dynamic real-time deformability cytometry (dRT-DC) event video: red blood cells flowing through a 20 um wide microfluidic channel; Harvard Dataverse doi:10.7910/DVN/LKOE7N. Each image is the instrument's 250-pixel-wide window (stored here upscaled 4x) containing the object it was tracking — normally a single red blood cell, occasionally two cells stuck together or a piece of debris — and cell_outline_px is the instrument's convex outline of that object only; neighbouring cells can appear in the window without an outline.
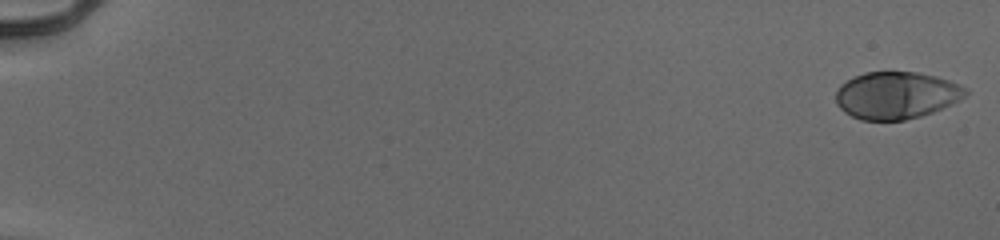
{"species": "human", "species_latin": "Homo sapiens", "temperature_condition": "cold", "stored_images_in_passage": 54, "camera_frame_rate_fps": 3000, "um_per_image_px": 0.085, "donor": {"sex": "male"}, "frame": {"image": 1, "passage_image": 1, "time_ms": 0.0, "image_size_px": [1000, 240], "cell_outline_px": [[968, 92], [960, 100], [952, 104], [932, 112], [920, 116], [904, 120], [860, 120], [844, 112], [836, 104], [836, 92], [840, 84], [864, 72], [916, 72], [936, 76], [960, 84], [968, 88]], "centroid_in_image_um": [76.19, 8.1], "position_along_channel_um": 8.8, "area_um2": 35.72}}
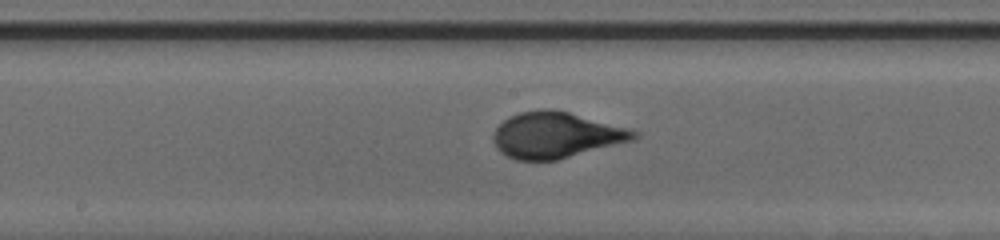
{"frame": {"image": 2, "passage_image": 31, "time_ms": 10.0, "image_size_px": [1000, 240], "cell_outline_px": [[640, 136], [636, 140], [556, 160], [516, 160], [500, 152], [496, 148], [492, 140], [492, 136], [496, 128], [508, 116], [520, 112], [544, 108], [548, 108], [568, 112], [628, 128], [640, 132]], "centroid_in_image_um": [47.27, 11.48], "position_along_channel_um": 200.9, "area_um2": 37.8}}
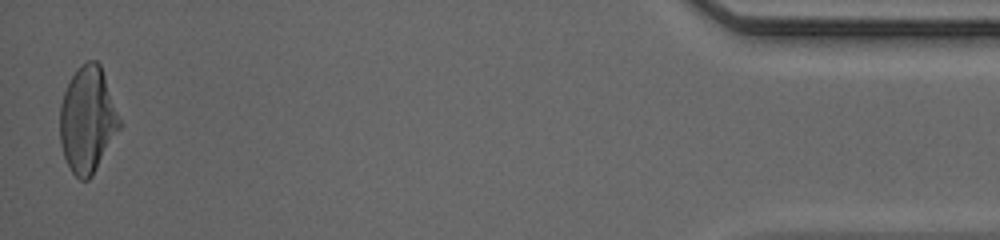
{"frame": {"image": 3, "passage_image": 54, "time_ms": 17.667, "image_size_px": [1000, 240], "cell_outline_px": [[120, 128], [92, 176], [88, 180], [80, 180], [72, 172], [64, 156], [60, 140], [60, 104], [64, 92], [72, 76], [88, 60], [96, 60], [100, 64], [120, 120]], "centroid_in_image_um": [7.43, 10.21], "position_along_channel_um": 427.8, "area_um2": 36.13}, "authors_computed_cell_mechanics": {"area_um2": 36.3562, "velocity_mm_per_s": 3.9533, "shape_relaxation_time_tau1_ms": 4.7896, "shape_relaxation_time_tau2_ms": null, "deformation_change_tau1": 0.2219, "deformation_change_tau2": null}}